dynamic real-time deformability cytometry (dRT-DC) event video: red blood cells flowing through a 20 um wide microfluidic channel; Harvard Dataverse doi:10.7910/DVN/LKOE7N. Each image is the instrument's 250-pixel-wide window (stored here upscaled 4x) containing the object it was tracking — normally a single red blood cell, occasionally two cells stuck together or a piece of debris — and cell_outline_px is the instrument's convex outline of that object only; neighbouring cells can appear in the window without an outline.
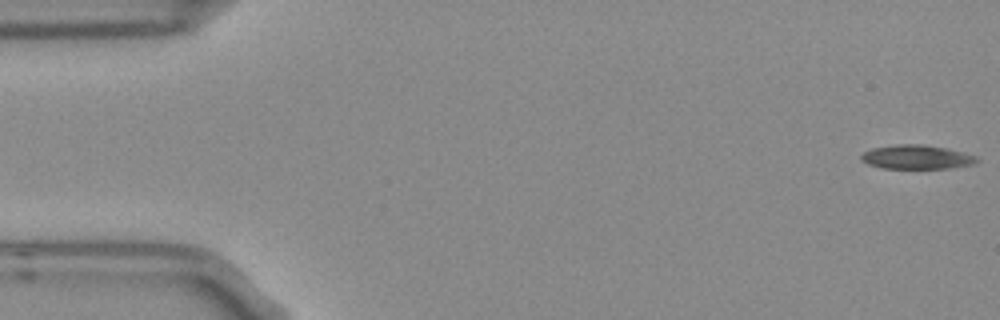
{"species": "Egyptian fruit bat (a non-hibernating species)", "species_latin": "Rousettus aegyptiacus", "temperature_condition": "room temperature", "stored_images_in_passage": 5, "camera_frame_rate_fps": 3000, "um_per_image_px": 0.085, "frame": {"image": 1, "passage_image": 1, "time_ms": 0.0, "image_size_px": [1000, 320], "cell_outline_px": [[980, 160], [972, 164], [948, 168], [884, 168], [868, 164], [860, 160], [860, 156], [864, 152], [872, 148], [896, 144], [920, 144], [944, 148], [964, 152], [976, 156]], "centroid_in_image_um": [77.89, 13.34], "position_along_channel_um": 7.1, "area_um2": 16.07}}
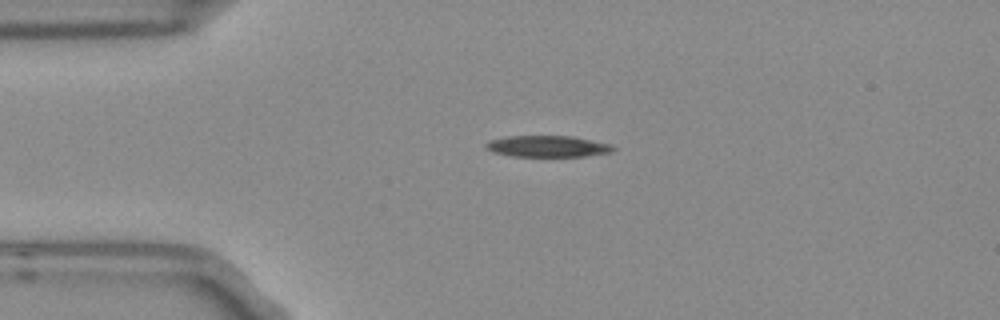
{"frame": {"image": 2, "passage_image": 4, "time_ms": 1.0, "image_size_px": [1000, 320], "cell_outline_px": [[616, 148], [612, 152], [584, 156], [512, 156], [492, 152], [484, 148], [484, 144], [488, 140], [504, 136], [572, 136], [612, 144]], "centroid_in_image_um": [46.5, 12.43], "position_along_channel_um": 38.5, "area_um2": 16.01}}